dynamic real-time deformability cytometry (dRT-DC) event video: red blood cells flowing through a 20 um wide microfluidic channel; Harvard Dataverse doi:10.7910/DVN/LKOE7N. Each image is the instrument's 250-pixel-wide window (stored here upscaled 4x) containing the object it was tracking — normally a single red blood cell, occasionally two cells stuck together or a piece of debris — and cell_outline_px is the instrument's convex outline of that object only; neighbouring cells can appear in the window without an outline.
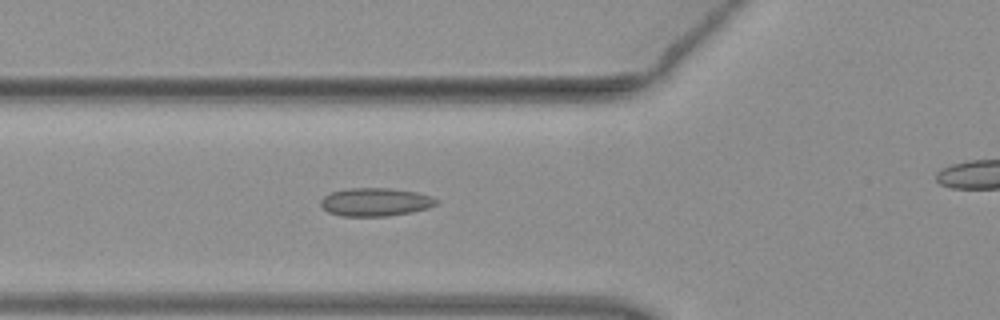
{"species": "common noctule bat (a hibernating species)", "species_latin": "Nyctalus noctula", "temperature_condition": "warm", "stored_images_in_passage": 43, "camera_frame_rate_fps": 3000, "um_per_image_px": 0.085, "animal": {"sex": "female", "body_mass_g": 19.3, "forearm_length_mm": 54.1}, "frame": {"image": 1, "passage_image": 19, "time_ms": 6.0, "image_size_px": [1000, 320], "cell_outline_px": [[436, 204], [428, 208], [412, 212], [388, 216], [340, 216], [328, 212], [320, 204], [320, 200], [324, 196], [332, 192], [348, 188], [388, 188], [416, 192], [428, 196], [436, 200]], "centroid_in_image_um": [31.86, 17.18], "position_along_channel_um": 93.9, "area_um2": 18.84}}
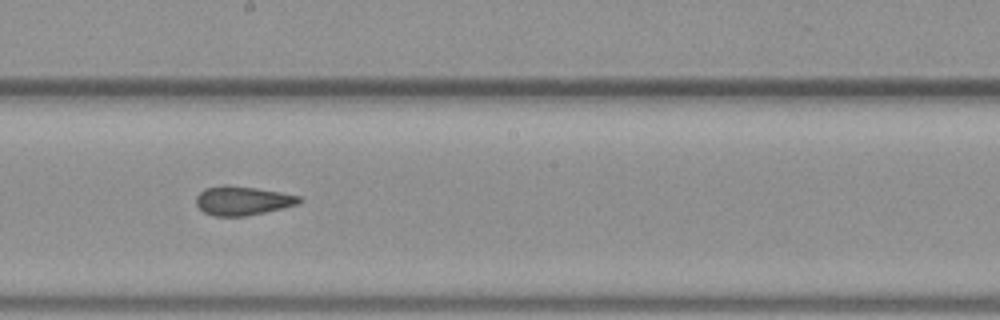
{"frame": {"image": 2, "passage_image": 29, "time_ms": 9.333, "image_size_px": [1000, 320], "cell_outline_px": [[304, 200], [296, 204], [264, 212], [244, 216], [212, 216], [204, 212], [196, 204], [196, 196], [204, 188], [224, 184], [256, 188], [280, 192], [300, 196]], "centroid_in_image_um": [20.57, 17.04], "position_along_channel_um": 227.6, "area_um2": 17.34}}
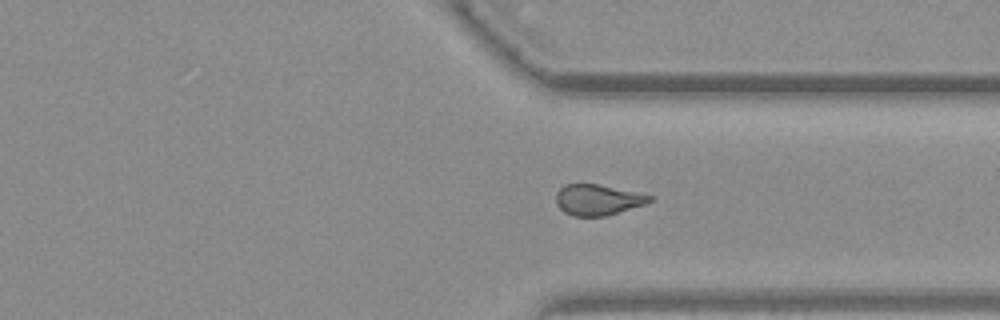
{"frame": {"image": 3, "passage_image": 39, "time_ms": 12.667, "image_size_px": [1000, 320], "cell_outline_px": [[656, 196], [652, 200], [644, 204], [604, 216], [572, 216], [564, 212], [556, 204], [556, 192], [564, 184], [600, 184]], "centroid_in_image_um": [50.8, 16.97], "position_along_channel_um": 360.6, "area_um2": 16.82}}